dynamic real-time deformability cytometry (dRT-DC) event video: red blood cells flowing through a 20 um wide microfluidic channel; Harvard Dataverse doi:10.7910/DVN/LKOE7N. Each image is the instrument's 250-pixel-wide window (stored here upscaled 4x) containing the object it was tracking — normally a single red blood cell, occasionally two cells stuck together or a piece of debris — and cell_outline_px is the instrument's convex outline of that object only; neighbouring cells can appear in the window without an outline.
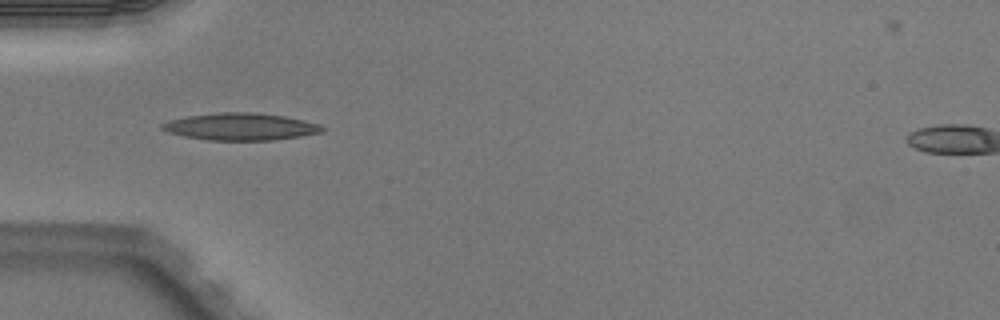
{"species": "Egyptian fruit bat (a non-hibernating species)", "species_latin": "Rousettus aegyptiacus", "temperature_condition": "warm", "stored_images_in_passage": 4, "camera_frame_rate_fps": 3000, "um_per_image_px": 0.085, "animal": {"sex": "male"}, "frame": {"image": 1, "passage_image": 2, "time_ms": 0.333, "image_size_px": [1000, 320], "cell_outline_px": [[328, 128], [320, 132], [300, 136], [272, 140], [208, 140], [184, 136], [168, 132], [160, 128], [160, 124], [168, 120], [188, 116], [216, 112], [252, 112], [284, 116], [304, 120], [320, 124]], "centroid_in_image_um": [20.44, 10.76], "position_along_channel_um": 64.6, "area_um2": 25.37}}
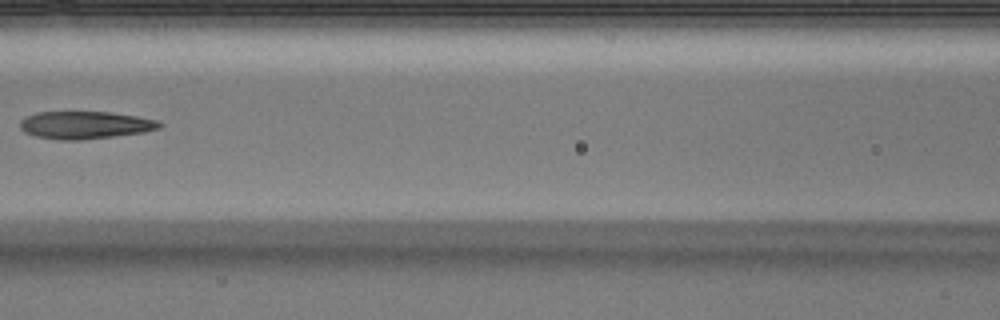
{"frame": {"image": 2, "passage_image": 4, "time_ms": 1.0, "image_size_px": [1000, 320], "cell_outline_px": [[164, 124], [160, 128], [144, 132], [80, 140], [60, 140], [36, 136], [24, 132], [20, 128], [20, 120], [36, 112], [108, 112], [136, 116], [160, 120]], "centroid_in_image_um": [7.26, 10.62], "position_along_channel_um": 159.3, "area_um2": 22.37}}